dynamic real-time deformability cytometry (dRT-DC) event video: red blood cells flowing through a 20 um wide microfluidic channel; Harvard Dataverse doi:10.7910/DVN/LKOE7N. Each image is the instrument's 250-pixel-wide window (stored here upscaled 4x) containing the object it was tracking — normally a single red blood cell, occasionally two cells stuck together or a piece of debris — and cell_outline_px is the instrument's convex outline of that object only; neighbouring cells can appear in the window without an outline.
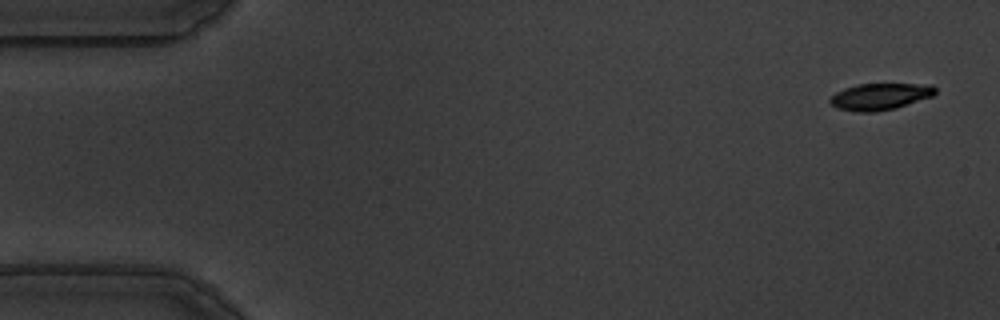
{"species": "common noctule bat (a hibernating species)", "species_latin": "Nyctalus noctula", "temperature_condition": "warm", "stored_images_in_passage": 57, "camera_frame_rate_fps": 3000, "um_per_image_px": 0.085, "animal": {"sex": "male", "body_mass_g": 19.5, "forearm_length_mm": 54.6}, "frame": {"image": 1, "passage_image": 3, "time_ms": 0.667, "image_size_px": [1000, 320], "cell_outline_px": [[936, 92], [932, 96], [896, 108], [872, 112], [856, 112], [836, 108], [828, 100], [836, 92], [844, 88], [856, 84], [932, 84], [936, 88]], "centroid_in_image_um": [74.79, 8.2], "position_along_channel_um": 10.2, "area_um2": 16.36}}
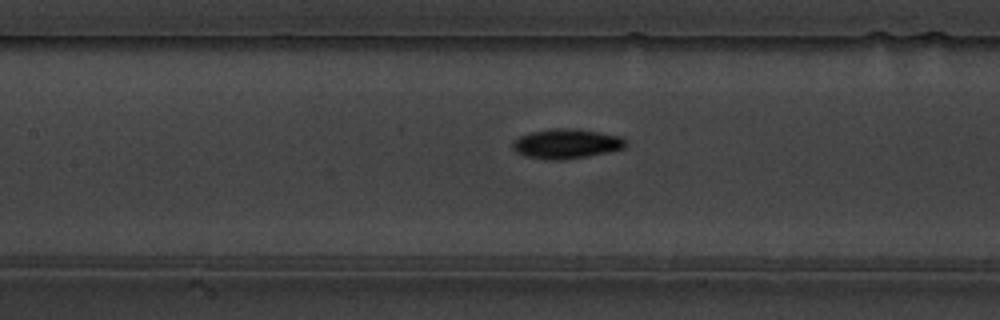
{"frame": {"image": 2, "passage_image": 26, "time_ms": 8.333, "image_size_px": [1000, 320], "cell_outline_px": [[628, 144], [624, 148], [608, 152], [588, 156], [564, 160], [548, 160], [524, 156], [516, 152], [512, 148], [512, 140], [520, 136], [532, 132], [552, 128], [576, 128], [600, 132], [620, 136]], "centroid_in_image_um": [48.12, 12.22], "position_along_channel_um": 159.3, "area_um2": 19.77}}
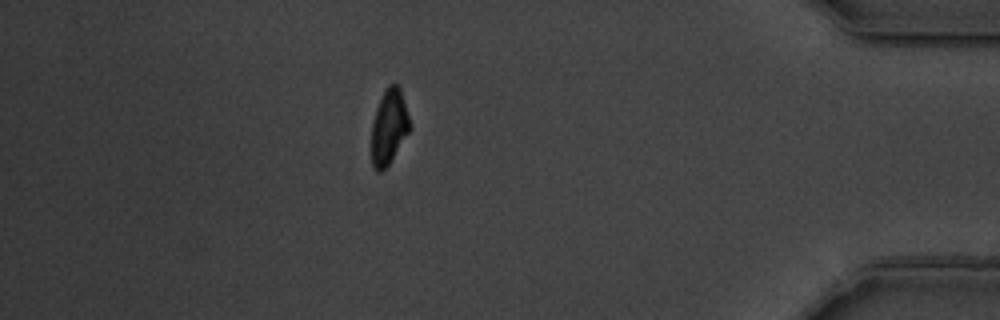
{"frame": {"image": 3, "passage_image": 50, "time_ms": 16.333, "image_size_px": [1000, 320], "cell_outline_px": [[412, 128], [388, 164], [380, 172], [376, 172], [372, 168], [372, 120], [376, 108], [384, 88], [388, 84], [396, 84], [400, 88], [412, 124]], "centroid_in_image_um": [33.07, 10.75], "position_along_channel_um": 402.1, "area_um2": 16.94}, "authors_computed_cell_mechanics": {"area_um2": 17.8602, "velocity_mm_per_s": 3.577, "shape_relaxation_time_tau1_ms": 2.8191, "shape_relaxation_time_tau2_ms": null, "deformation_change_tau1": 0.148, "deformation_change_tau2": null}}